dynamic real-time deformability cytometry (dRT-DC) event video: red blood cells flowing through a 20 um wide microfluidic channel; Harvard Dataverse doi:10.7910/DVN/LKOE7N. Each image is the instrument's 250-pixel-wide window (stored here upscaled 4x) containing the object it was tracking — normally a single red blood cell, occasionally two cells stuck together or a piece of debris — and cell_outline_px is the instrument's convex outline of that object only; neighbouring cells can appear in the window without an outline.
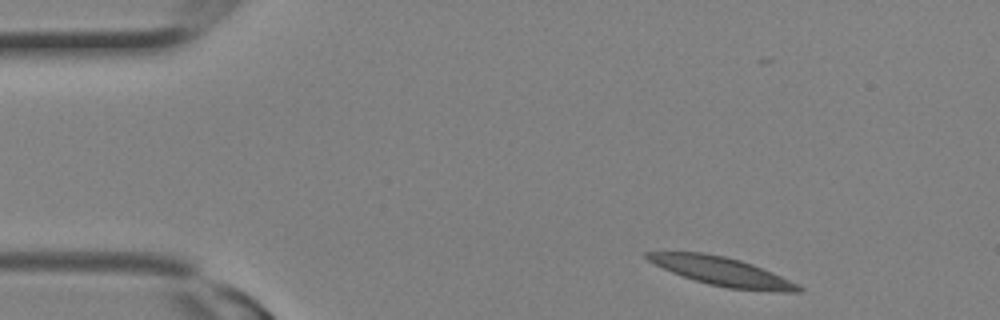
{"species": "Egyptian fruit bat (a non-hibernating species)", "species_latin": "Rousettus aegyptiacus", "temperature_condition": "room temperature", "stored_images_in_passage": 2, "camera_frame_rate_fps": 3000, "um_per_image_px": 0.085, "animal": {"sex": "female"}, "frame": {"image": 1, "passage_image": 1, "time_ms": 0.0, "image_size_px": [1000, 320], "cell_outline_px": [[804, 288], [800, 292], [780, 292], [728, 288], [708, 284], [672, 272], [648, 260], [644, 256], [644, 252], [704, 252], [724, 256], [740, 260], [752, 264], [772, 272], [800, 284]], "centroid_in_image_um": [61.43, 23.08], "position_along_channel_um": 23.6, "area_um2": 25.03}}
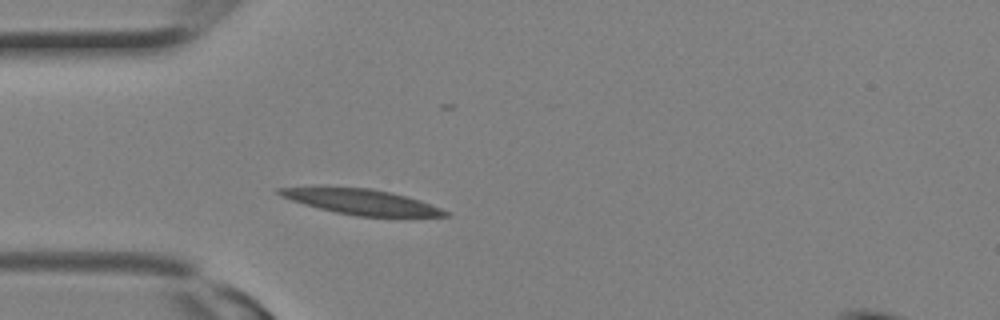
{"frame": {"image": 2, "passage_image": 2, "time_ms": 0.333, "image_size_px": [1000, 320], "cell_outline_px": [[452, 216], [356, 216], [336, 212], [304, 204], [280, 196], [276, 192], [276, 188], [312, 184], [372, 188], [392, 192], [420, 200], [440, 208], [448, 212]], "centroid_in_image_um": [30.57, 17.09], "position_along_channel_um": 54.4, "area_um2": 25.2}}